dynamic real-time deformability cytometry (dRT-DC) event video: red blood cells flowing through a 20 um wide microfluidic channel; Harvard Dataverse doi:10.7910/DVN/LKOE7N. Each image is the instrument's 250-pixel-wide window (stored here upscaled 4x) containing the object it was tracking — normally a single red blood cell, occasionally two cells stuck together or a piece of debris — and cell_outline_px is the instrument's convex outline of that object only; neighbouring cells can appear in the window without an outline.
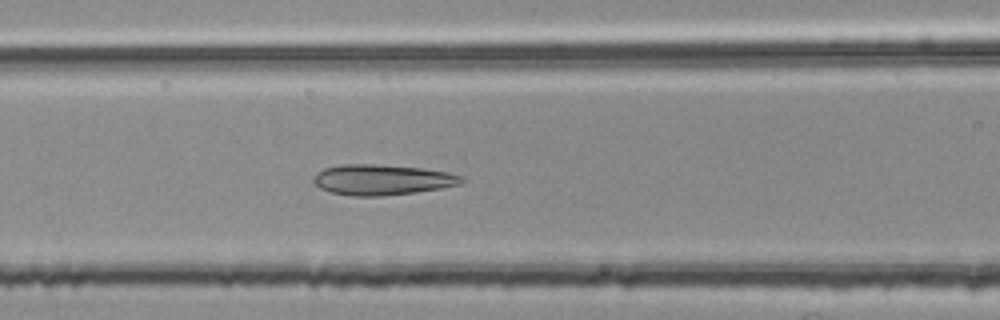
{"species": "common noctule bat (a hibernating species)", "species_latin": "Nyctalus noctula", "temperature_condition": "room temperature", "stored_images_in_passage": 36, "camera_frame_rate_fps": 3000, "um_per_image_px": 0.085, "animal": {"sex": "female", "body_mass_g": 25.1}, "frame": {"image": 1, "passage_image": 7, "time_ms": 2.0, "image_size_px": [1000, 320], "cell_outline_px": [[464, 180], [460, 184], [440, 188], [416, 192], [384, 196], [352, 196], [332, 192], [320, 188], [312, 184], [312, 180], [324, 168], [340, 164], [372, 164], [420, 168], [448, 172], [460, 176]], "centroid_in_image_um": [32.45, 15.28], "position_along_channel_um": 134.2, "area_um2": 26.13}}
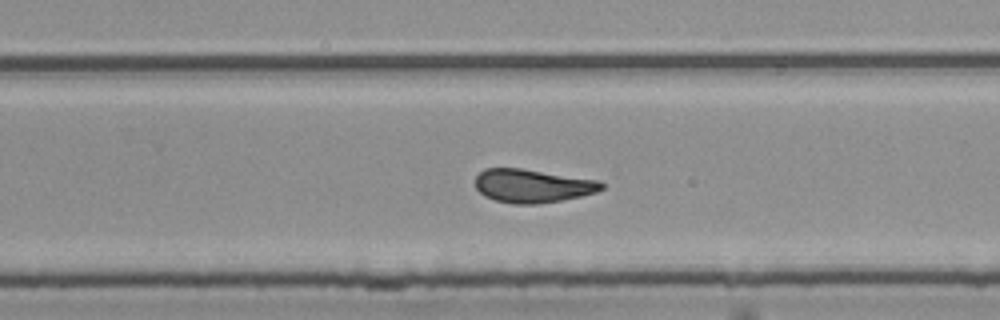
{"frame": {"image": 2, "passage_image": 19, "time_ms": 6.0, "image_size_px": [1000, 320], "cell_outline_px": [[604, 188], [596, 192], [580, 196], [560, 200], [536, 204], [512, 204], [496, 200], [484, 196], [476, 188], [476, 176], [484, 168], [520, 168], [600, 180], [604, 184]], "centroid_in_image_um": [45.26, 15.79], "position_along_channel_um": 284.5, "area_um2": 24.57}}
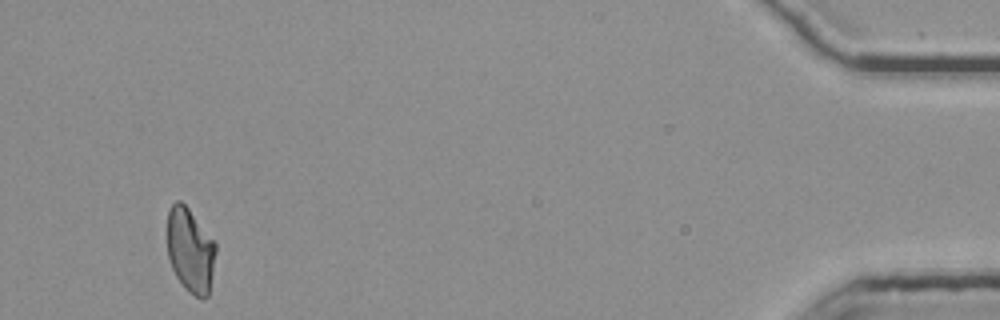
{"frame": {"image": 3, "passage_image": 36, "time_ms": 11.667, "image_size_px": [1000, 320], "cell_outline_px": [[216, 252], [208, 296], [204, 300], [200, 300], [188, 292], [184, 288], [176, 276], [172, 268], [168, 256], [168, 208], [176, 200], [180, 200], [188, 208], [216, 244]], "centroid_in_image_um": [16.17, 21.31], "position_along_channel_um": 419.0, "area_um2": 23.81}, "authors_computed_cell_mechanics": {"area_um2": 24.5939, "velocity_mm_per_s": 3.7787, "shape_relaxation_time_tau1_ms": 4.8912, "shape_relaxation_time_tau2_ms": 1.4108, "deformation_change_tau1": 0.1636, "deformation_change_tau2": 0.0905}}